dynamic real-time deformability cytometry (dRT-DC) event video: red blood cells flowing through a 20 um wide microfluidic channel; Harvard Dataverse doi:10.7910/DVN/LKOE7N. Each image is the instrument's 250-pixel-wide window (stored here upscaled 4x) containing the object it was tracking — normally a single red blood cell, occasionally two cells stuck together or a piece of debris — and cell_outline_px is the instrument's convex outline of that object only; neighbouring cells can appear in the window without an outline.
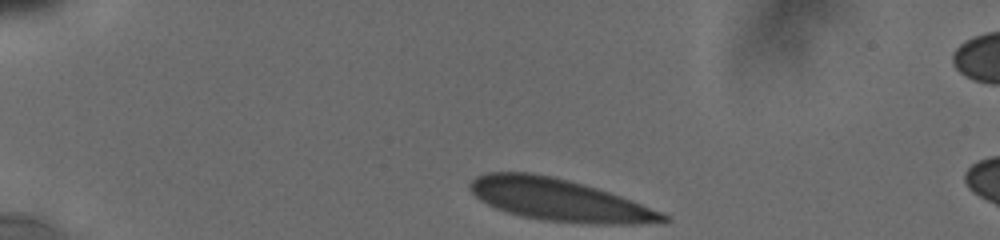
{"species": "human", "species_latin": "Homo sapiens", "temperature_condition": "cold", "stored_images_in_passage": 4, "camera_frame_rate_fps": 3000, "um_per_image_px": 0.085, "donor": {"sex": "male"}, "frame": {"image": 1, "passage_image": 1, "time_ms": 0.0, "image_size_px": [1000, 240], "cell_outline_px": [[672, 220], [664, 224], [592, 224], [544, 220], [524, 216], [508, 212], [496, 208], [480, 200], [468, 188], [468, 184], [476, 176], [488, 172], [528, 172], [552, 176], [568, 180], [596, 188], [632, 200], [660, 212], [668, 216]], "centroid_in_image_um": [47.56, 17.0], "position_along_channel_um": 37.4, "area_um2": 47.22}}